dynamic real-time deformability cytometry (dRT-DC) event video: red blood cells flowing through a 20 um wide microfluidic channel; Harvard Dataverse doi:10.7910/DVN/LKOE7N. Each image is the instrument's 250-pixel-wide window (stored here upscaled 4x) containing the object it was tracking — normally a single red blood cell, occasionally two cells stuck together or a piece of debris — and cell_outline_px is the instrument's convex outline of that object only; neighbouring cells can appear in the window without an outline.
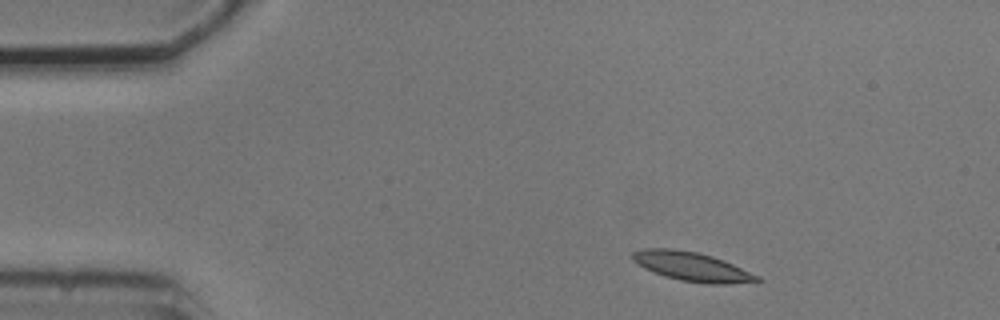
{"species": "common noctule bat (a hibernating species)", "species_latin": "Nyctalus noctula", "temperature_condition": "cold", "stored_images_in_passage": 3, "camera_frame_rate_fps": 3000, "um_per_image_px": 0.085, "animal": {"sex": "male", "body_mass_g": 20.5, "forearm_length_mm": 52.5}, "frame": {"image": 1, "passage_image": 1, "time_ms": 0.0, "image_size_px": [1000, 320], "cell_outline_px": [[764, 280], [732, 284], [704, 284], [680, 280], [664, 276], [644, 268], [636, 264], [632, 260], [632, 252], [644, 248], [672, 248], [696, 252], [712, 256], [724, 260], [760, 276]], "centroid_in_image_um": [58.81, 22.66], "position_along_channel_um": 26.2, "area_um2": 21.27}}